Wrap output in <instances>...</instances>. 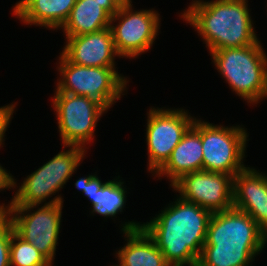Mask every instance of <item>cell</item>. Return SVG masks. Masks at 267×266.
<instances>
[{"mask_svg": "<svg viewBox=\"0 0 267 266\" xmlns=\"http://www.w3.org/2000/svg\"><path fill=\"white\" fill-rule=\"evenodd\" d=\"M166 206L142 228L170 266H197L212 213L178 195Z\"/></svg>", "mask_w": 267, "mask_h": 266, "instance_id": "1", "label": "cell"}, {"mask_svg": "<svg viewBox=\"0 0 267 266\" xmlns=\"http://www.w3.org/2000/svg\"><path fill=\"white\" fill-rule=\"evenodd\" d=\"M267 234L234 207L211 214L197 266H251L266 248Z\"/></svg>", "mask_w": 267, "mask_h": 266, "instance_id": "2", "label": "cell"}, {"mask_svg": "<svg viewBox=\"0 0 267 266\" xmlns=\"http://www.w3.org/2000/svg\"><path fill=\"white\" fill-rule=\"evenodd\" d=\"M179 17L197 31L209 53L259 41L248 0H192Z\"/></svg>", "mask_w": 267, "mask_h": 266, "instance_id": "3", "label": "cell"}, {"mask_svg": "<svg viewBox=\"0 0 267 266\" xmlns=\"http://www.w3.org/2000/svg\"><path fill=\"white\" fill-rule=\"evenodd\" d=\"M67 147L68 149H64ZM86 152L87 150L79 146L63 145L62 151L27 175L19 188L16 179L13 178V188H17L16 192L7 206L5 203L0 204V215H5L10 205L40 206V204L63 203L61 194L54 196L51 200L50 198L57 192L59 194V191L77 171Z\"/></svg>", "mask_w": 267, "mask_h": 266, "instance_id": "4", "label": "cell"}, {"mask_svg": "<svg viewBox=\"0 0 267 266\" xmlns=\"http://www.w3.org/2000/svg\"><path fill=\"white\" fill-rule=\"evenodd\" d=\"M260 41L209 53L232 92L250 106L267 98V56Z\"/></svg>", "mask_w": 267, "mask_h": 266, "instance_id": "5", "label": "cell"}, {"mask_svg": "<svg viewBox=\"0 0 267 266\" xmlns=\"http://www.w3.org/2000/svg\"><path fill=\"white\" fill-rule=\"evenodd\" d=\"M55 92L85 96L101 105L107 112L127 91L128 77L117 67H88L70 63L61 53L58 56Z\"/></svg>", "mask_w": 267, "mask_h": 266, "instance_id": "6", "label": "cell"}, {"mask_svg": "<svg viewBox=\"0 0 267 266\" xmlns=\"http://www.w3.org/2000/svg\"><path fill=\"white\" fill-rule=\"evenodd\" d=\"M243 125H213L200 118L203 150V171L218 172L234 177L245 168L244 158L248 132Z\"/></svg>", "mask_w": 267, "mask_h": 266, "instance_id": "7", "label": "cell"}, {"mask_svg": "<svg viewBox=\"0 0 267 266\" xmlns=\"http://www.w3.org/2000/svg\"><path fill=\"white\" fill-rule=\"evenodd\" d=\"M63 204L40 205V207L10 205L5 214L12 222L14 232L24 241L31 243L50 262H54L59 244Z\"/></svg>", "mask_w": 267, "mask_h": 266, "instance_id": "8", "label": "cell"}, {"mask_svg": "<svg viewBox=\"0 0 267 266\" xmlns=\"http://www.w3.org/2000/svg\"><path fill=\"white\" fill-rule=\"evenodd\" d=\"M60 140L64 146L86 145L94 139L97 123L107 111L85 96L55 92L52 99Z\"/></svg>", "mask_w": 267, "mask_h": 266, "instance_id": "9", "label": "cell"}, {"mask_svg": "<svg viewBox=\"0 0 267 266\" xmlns=\"http://www.w3.org/2000/svg\"><path fill=\"white\" fill-rule=\"evenodd\" d=\"M195 118L183 108L150 107L147 112L145 138L149 173L154 176L166 163Z\"/></svg>", "mask_w": 267, "mask_h": 266, "instance_id": "10", "label": "cell"}, {"mask_svg": "<svg viewBox=\"0 0 267 266\" xmlns=\"http://www.w3.org/2000/svg\"><path fill=\"white\" fill-rule=\"evenodd\" d=\"M132 7V3L122 4L111 17L114 46L121 58L134 59L146 53L159 35L160 14L153 8L134 10Z\"/></svg>", "mask_w": 267, "mask_h": 266, "instance_id": "11", "label": "cell"}, {"mask_svg": "<svg viewBox=\"0 0 267 266\" xmlns=\"http://www.w3.org/2000/svg\"><path fill=\"white\" fill-rule=\"evenodd\" d=\"M185 201L195 203L211 213L233 207V177L208 171L191 172L171 186Z\"/></svg>", "mask_w": 267, "mask_h": 266, "instance_id": "12", "label": "cell"}, {"mask_svg": "<svg viewBox=\"0 0 267 266\" xmlns=\"http://www.w3.org/2000/svg\"><path fill=\"white\" fill-rule=\"evenodd\" d=\"M61 54L70 62L88 67H115L117 53L111 28L78 36H66Z\"/></svg>", "mask_w": 267, "mask_h": 266, "instance_id": "13", "label": "cell"}, {"mask_svg": "<svg viewBox=\"0 0 267 266\" xmlns=\"http://www.w3.org/2000/svg\"><path fill=\"white\" fill-rule=\"evenodd\" d=\"M233 207L246 212L267 234V174L247 167L233 177Z\"/></svg>", "mask_w": 267, "mask_h": 266, "instance_id": "14", "label": "cell"}, {"mask_svg": "<svg viewBox=\"0 0 267 266\" xmlns=\"http://www.w3.org/2000/svg\"><path fill=\"white\" fill-rule=\"evenodd\" d=\"M118 175L112 180L102 182L97 174H89L76 180L75 188L82 192L91 203V214L103 217H116L122 213L126 205L128 194L124 181ZM125 186V187H124ZM126 189V190H125Z\"/></svg>", "mask_w": 267, "mask_h": 266, "instance_id": "15", "label": "cell"}, {"mask_svg": "<svg viewBox=\"0 0 267 266\" xmlns=\"http://www.w3.org/2000/svg\"><path fill=\"white\" fill-rule=\"evenodd\" d=\"M203 170V150L200 137V119L194 120L192 126L183 135L179 144L173 149L166 163L154 174L155 178L165 176L170 187L182 176Z\"/></svg>", "mask_w": 267, "mask_h": 266, "instance_id": "16", "label": "cell"}, {"mask_svg": "<svg viewBox=\"0 0 267 266\" xmlns=\"http://www.w3.org/2000/svg\"><path fill=\"white\" fill-rule=\"evenodd\" d=\"M121 5L118 0H76L60 30L65 36H78L108 28Z\"/></svg>", "mask_w": 267, "mask_h": 266, "instance_id": "17", "label": "cell"}, {"mask_svg": "<svg viewBox=\"0 0 267 266\" xmlns=\"http://www.w3.org/2000/svg\"><path fill=\"white\" fill-rule=\"evenodd\" d=\"M141 223L134 220L121 223L127 243L115 251L118 262L123 266H170Z\"/></svg>", "mask_w": 267, "mask_h": 266, "instance_id": "18", "label": "cell"}, {"mask_svg": "<svg viewBox=\"0 0 267 266\" xmlns=\"http://www.w3.org/2000/svg\"><path fill=\"white\" fill-rule=\"evenodd\" d=\"M76 0H20L13 6V15L25 25L59 30L69 17Z\"/></svg>", "mask_w": 267, "mask_h": 266, "instance_id": "19", "label": "cell"}, {"mask_svg": "<svg viewBox=\"0 0 267 266\" xmlns=\"http://www.w3.org/2000/svg\"><path fill=\"white\" fill-rule=\"evenodd\" d=\"M50 261L15 232L11 235L10 266H42Z\"/></svg>", "mask_w": 267, "mask_h": 266, "instance_id": "20", "label": "cell"}, {"mask_svg": "<svg viewBox=\"0 0 267 266\" xmlns=\"http://www.w3.org/2000/svg\"><path fill=\"white\" fill-rule=\"evenodd\" d=\"M13 232L12 222L6 215H0V266H10V244Z\"/></svg>", "mask_w": 267, "mask_h": 266, "instance_id": "21", "label": "cell"}, {"mask_svg": "<svg viewBox=\"0 0 267 266\" xmlns=\"http://www.w3.org/2000/svg\"><path fill=\"white\" fill-rule=\"evenodd\" d=\"M16 102L0 107V147L3 146L5 141V132L10 125L15 112Z\"/></svg>", "mask_w": 267, "mask_h": 266, "instance_id": "22", "label": "cell"}, {"mask_svg": "<svg viewBox=\"0 0 267 266\" xmlns=\"http://www.w3.org/2000/svg\"><path fill=\"white\" fill-rule=\"evenodd\" d=\"M14 176L0 165V190L14 189L13 188Z\"/></svg>", "mask_w": 267, "mask_h": 266, "instance_id": "23", "label": "cell"}, {"mask_svg": "<svg viewBox=\"0 0 267 266\" xmlns=\"http://www.w3.org/2000/svg\"><path fill=\"white\" fill-rule=\"evenodd\" d=\"M121 4L132 3V0H118Z\"/></svg>", "mask_w": 267, "mask_h": 266, "instance_id": "24", "label": "cell"}, {"mask_svg": "<svg viewBox=\"0 0 267 266\" xmlns=\"http://www.w3.org/2000/svg\"><path fill=\"white\" fill-rule=\"evenodd\" d=\"M54 262H49L48 264L46 265H42V266H52Z\"/></svg>", "mask_w": 267, "mask_h": 266, "instance_id": "25", "label": "cell"}, {"mask_svg": "<svg viewBox=\"0 0 267 266\" xmlns=\"http://www.w3.org/2000/svg\"><path fill=\"white\" fill-rule=\"evenodd\" d=\"M119 264V265H118ZM118 264H116V265H111V266H123V265H121L119 262H118Z\"/></svg>", "mask_w": 267, "mask_h": 266, "instance_id": "26", "label": "cell"}]
</instances>
